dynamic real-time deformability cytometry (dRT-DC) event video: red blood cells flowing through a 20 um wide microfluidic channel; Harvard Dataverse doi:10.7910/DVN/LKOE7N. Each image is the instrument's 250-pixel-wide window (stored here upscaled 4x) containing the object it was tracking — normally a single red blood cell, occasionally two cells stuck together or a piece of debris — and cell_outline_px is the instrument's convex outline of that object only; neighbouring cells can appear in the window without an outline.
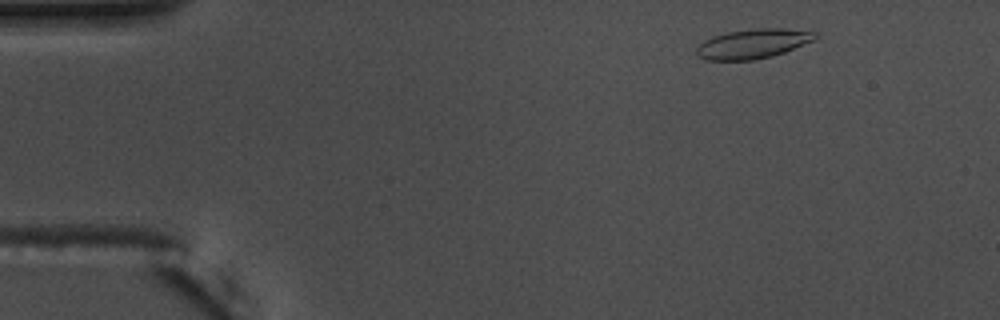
{"species": "common noctule bat (a hibernating species)", "species_latin": "Nyctalus noctula", "temperature_condition": "warm", "stored_images_in_passage": 52, "camera_frame_rate_fps": 3000, "um_per_image_px": 0.085, "animal": {"sex": "male", "body_mass_g": 17.5, "forearm_length_mm": 52.3}, "frame": {"image": 1, "passage_image": 4, "time_ms": 1.0, "image_size_px": [1000, 320], "cell_outline_px": [[816, 36], [812, 40], [784, 52], [772, 56], [752, 60], [704, 60], [696, 56], [696, 48], [704, 40], [712, 36], [728, 32], [752, 28], [780, 28], [816, 32]], "centroid_in_image_um": [63.92, 3.72], "position_along_channel_um": 21.1, "area_um2": 20.29}}
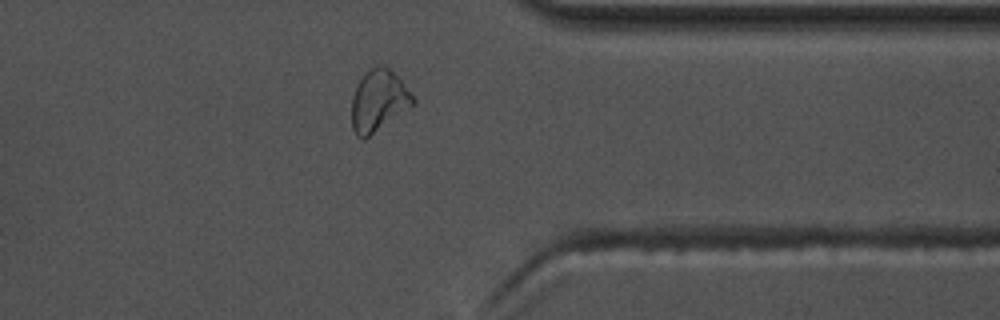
{"frame": {"image": 2, "passage_image": 41, "time_ms": 13.333, "image_size_px": [1000, 320], "cell_outline_px": [[416, 104], [364, 140], [356, 136], [352, 128], [352, 96], [356, 84], [364, 72], [376, 64], [384, 64], [400, 80], [416, 100]], "centroid_in_image_um": [32.16, 8.56], "position_along_channel_um": 379.2, "area_um2": 22.2}}
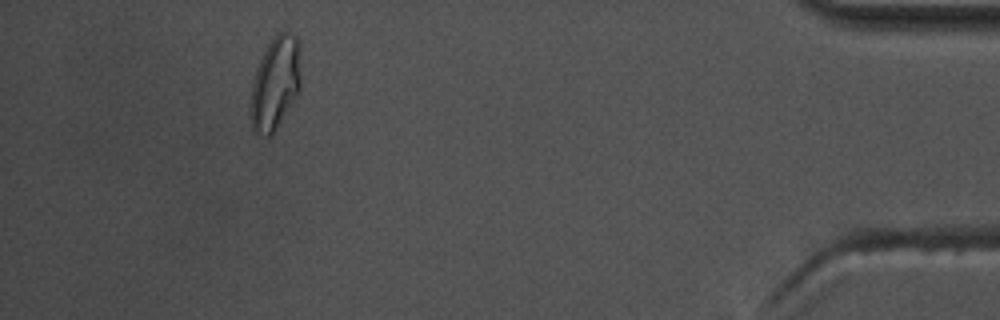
{"frame": {"image": 3, "passage_image": 48, "time_ms": 15.667, "image_size_px": [1000, 320], "cell_outline_px": [[300, 88], [296, 96], [272, 136], [264, 136], [256, 132], [252, 128], [252, 84], [256, 68], [268, 44], [276, 32], [288, 32], [296, 36], [300, 40]], "centroid_in_image_um": [23.43, 7.03], "position_along_channel_um": 411.8, "area_um2": 27.05}, "authors_computed_cell_mechanics": {"area_um2": 20.3456, "velocity_mm_per_s": 3.673, "shape_relaxation_time_tau1_ms": null, "shape_relaxation_time_tau2_ms": 2.5343, "deformation_change_tau1": null, "deformation_change_tau2": 0.0904}}